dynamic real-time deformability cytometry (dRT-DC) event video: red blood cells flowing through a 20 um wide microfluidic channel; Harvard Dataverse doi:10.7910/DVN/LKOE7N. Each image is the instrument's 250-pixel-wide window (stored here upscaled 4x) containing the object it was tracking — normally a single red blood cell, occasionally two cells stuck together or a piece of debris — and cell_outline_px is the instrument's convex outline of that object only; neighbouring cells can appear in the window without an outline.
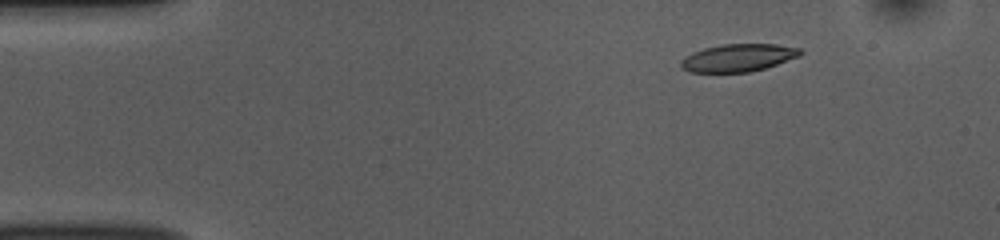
{"species": "common noctule bat (a hibernating species)", "species_latin": "Nyctalus noctula", "temperature_condition": "room temperature", "stored_images_in_passage": 47, "camera_frame_rate_fps": 3000, "um_per_image_px": 0.085, "animal": {"sex": "female", "body_mass_g": 10.0, "forearm_length_mm": 53.1}, "frame": {"image": 1, "passage_image": 1, "time_ms": 0.0, "image_size_px": [1000, 240], "cell_outline_px": [[804, 52], [800, 56], [764, 68], [748, 72], [688, 72], [680, 68], [680, 60], [684, 56], [692, 52], [704, 48], [724, 44], [776, 44], [800, 48]], "centroid_in_image_um": [62.71, 4.91], "position_along_channel_um": 22.3, "area_um2": 19.31}}
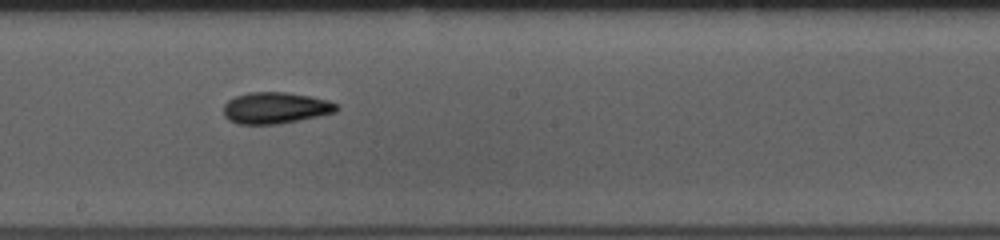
{"frame": {"image": 2, "passage_image": 23, "time_ms": 7.333, "image_size_px": [1000, 240], "cell_outline_px": [[340, 108], [336, 112], [276, 124], [236, 124], [228, 120], [224, 116], [224, 104], [228, 100], [236, 96], [248, 92], [284, 92], [308, 96], [328, 100], [340, 104]], "centroid_in_image_um": [23.4, 9.17], "position_along_channel_um": 224.8, "area_um2": 20.63}}
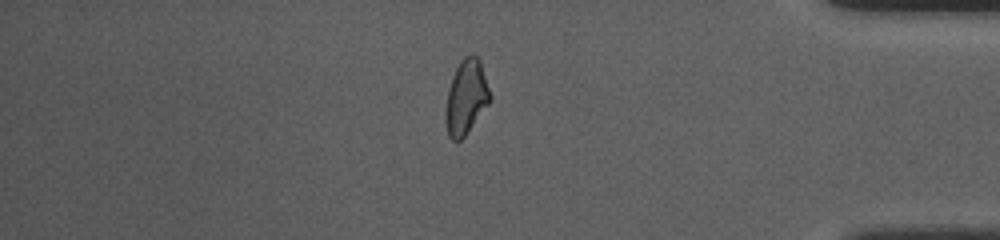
{"frame": {"image": 3, "passage_image": 39, "time_ms": 12.667, "image_size_px": [1000, 240], "cell_outline_px": [[492, 100], [464, 136], [460, 140], [452, 140], [448, 136], [444, 120], [444, 112], [448, 92], [452, 76], [460, 60], [464, 56], [476, 56], [480, 60], [492, 96]], "centroid_in_image_um": [39.62, 8.27], "position_along_channel_um": 395.6, "area_um2": 19.36}, "authors_computed_cell_mechanics": {"area_um2": 20.0566, "velocity_mm_per_s": 3.7692, "shape_relaxation_time_tau1_ms": 5.046, "shape_relaxation_time_tau2_ms": 4.1755, "deformation_change_tau1": 0.1712, "deformation_change_tau2": 0.1158}}